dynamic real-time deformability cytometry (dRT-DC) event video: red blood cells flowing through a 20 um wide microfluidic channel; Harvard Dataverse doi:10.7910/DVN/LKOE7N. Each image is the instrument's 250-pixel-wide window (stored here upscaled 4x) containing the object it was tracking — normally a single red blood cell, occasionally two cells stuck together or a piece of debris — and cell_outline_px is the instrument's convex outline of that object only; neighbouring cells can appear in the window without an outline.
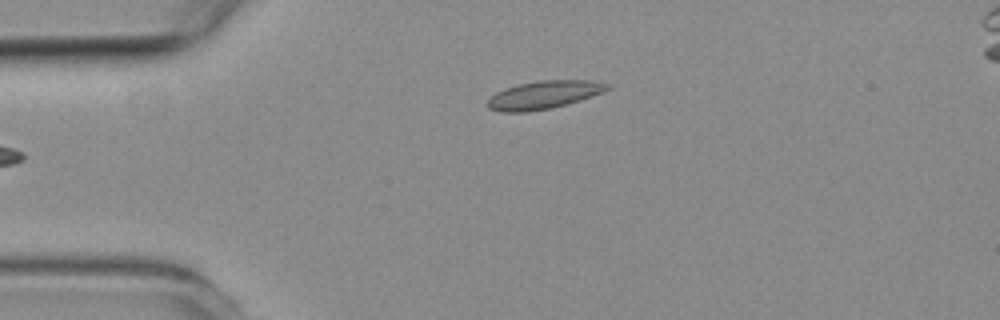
{"species": "common noctule bat (a hibernating species)", "species_latin": "Nyctalus noctula", "temperature_condition": "room temperature", "stored_images_in_passage": 3, "camera_frame_rate_fps": 3000, "um_per_image_px": 0.085, "animal": {"sex": "female", "body_mass_g": 19.3, "forearm_length_mm": 54.1}, "frame": {"image": 1, "passage_image": 3, "time_ms": 2.333, "image_size_px": [1000, 320], "cell_outline_px": [[612, 88], [604, 92], [580, 100], [552, 108], [528, 112], [500, 112], [488, 108], [488, 100], [496, 92], [504, 88], [516, 84], [540, 80], [592, 80], [612, 84]], "centroid_in_image_um": [46.26, 8.05], "position_along_channel_um": 38.7, "area_um2": 19.83}}